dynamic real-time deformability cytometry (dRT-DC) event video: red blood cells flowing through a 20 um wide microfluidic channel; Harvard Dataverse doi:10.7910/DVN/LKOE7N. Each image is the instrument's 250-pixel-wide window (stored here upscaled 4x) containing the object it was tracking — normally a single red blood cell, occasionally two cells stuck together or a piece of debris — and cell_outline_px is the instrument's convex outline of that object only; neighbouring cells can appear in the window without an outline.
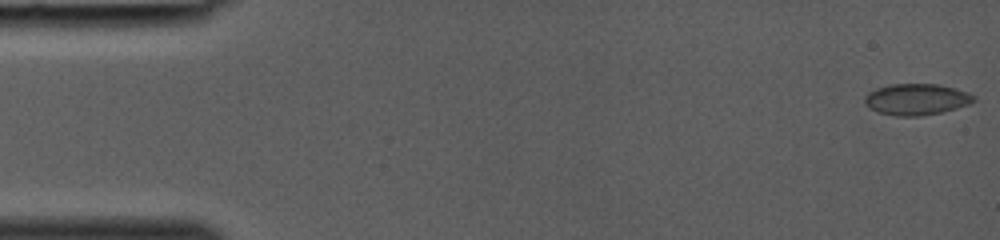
{"species": "common noctule bat (a hibernating species)", "species_latin": "Nyctalus noctula", "temperature_condition": "room temperature", "stored_images_in_passage": 37, "camera_frame_rate_fps": 3000, "um_per_image_px": 0.085, "animal": {"sex": "female", "body_mass_g": 19.0, "forearm_length_mm": 53.3}, "frame": {"image": 1, "passage_image": 1, "time_ms": 0.0, "image_size_px": [1000, 240], "cell_outline_px": [[976, 100], [968, 104], [956, 108], [940, 112], [920, 116], [896, 116], [880, 112], [868, 108], [864, 104], [864, 96], [868, 92], [876, 88], [888, 84], [936, 84], [956, 88], [968, 92], [976, 96]], "centroid_in_image_um": [77.88, 8.43], "position_along_channel_um": 7.1, "area_um2": 20.0}}
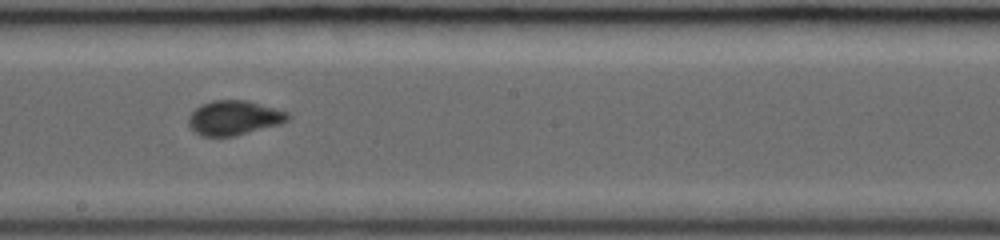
{"frame": {"image": 2, "passage_image": 22, "time_ms": 7.0, "image_size_px": [1000, 240], "cell_outline_px": [[292, 116], [288, 120], [280, 124], [232, 136], [200, 136], [192, 132], [188, 124], [188, 116], [200, 104], [212, 100], [244, 100], [288, 112]], "centroid_in_image_um": [19.84, 10.02], "position_along_channel_um": 228.4, "area_um2": 19.94}}
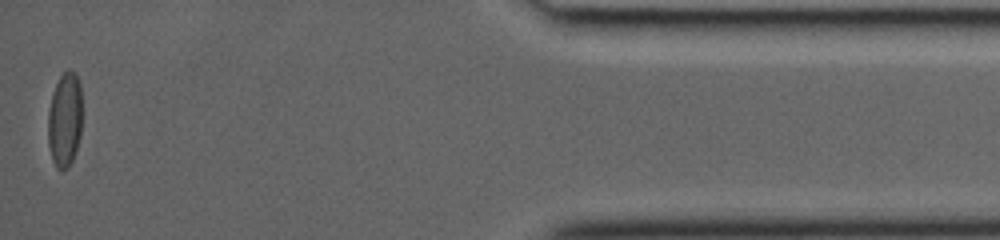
{"frame": {"image": 3, "passage_image": 37, "time_ms": 12.0, "image_size_px": [1000, 240], "cell_outline_px": [[80, 136], [76, 152], [68, 168], [60, 172], [56, 168], [52, 160], [48, 144], [48, 112], [52, 96], [56, 84], [60, 76], [68, 68], [76, 72], [80, 80]], "centroid_in_image_um": [5.5, 10.2], "position_along_channel_um": 429.7, "area_um2": 18.96}}